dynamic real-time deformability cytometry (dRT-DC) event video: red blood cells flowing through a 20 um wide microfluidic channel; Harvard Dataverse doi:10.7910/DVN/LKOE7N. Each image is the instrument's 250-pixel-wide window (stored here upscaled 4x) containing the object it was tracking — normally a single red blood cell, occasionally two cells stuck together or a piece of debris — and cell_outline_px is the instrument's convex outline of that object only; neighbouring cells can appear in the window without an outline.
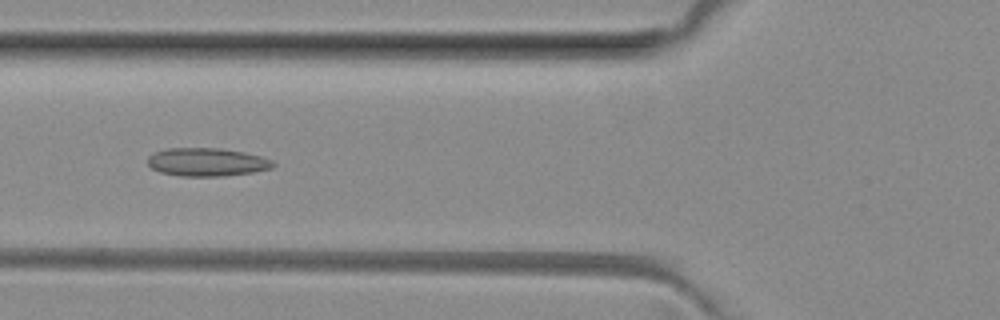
{"species": "common noctule bat (a hibernating species)", "species_latin": "Nyctalus noctula", "temperature_condition": "room temperature", "stored_images_in_passage": 42, "camera_frame_rate_fps": 3000, "um_per_image_px": 0.085, "animal": {"sex": "female", "body_mass_g": 29.2, "forearm_length_mm": 56.3}, "frame": {"image": 1, "passage_image": 9, "time_ms": 2.667, "image_size_px": [1000, 320], "cell_outline_px": [[276, 164], [272, 168], [252, 172], [224, 176], [180, 176], [160, 172], [152, 168], [148, 164], [148, 156], [152, 152], [168, 148], [220, 148], [244, 152], [260, 156], [272, 160]], "centroid_in_image_um": [17.57, 13.77], "position_along_channel_um": 108.2, "area_um2": 20.69}}
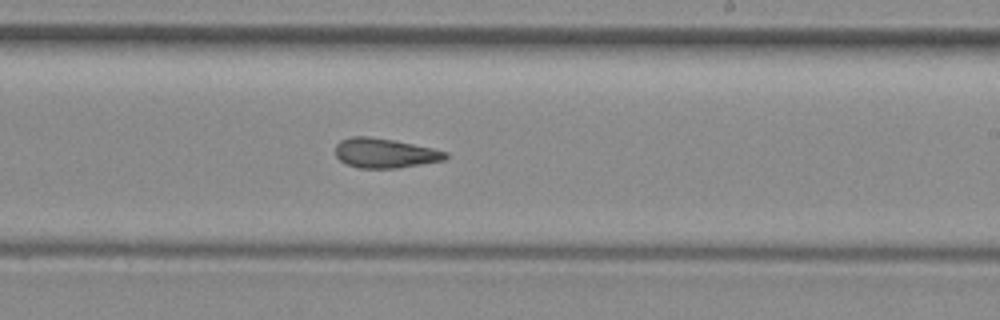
{"frame": {"image": 2, "passage_image": 20, "time_ms": 6.333, "image_size_px": [1000, 320], "cell_outline_px": [[448, 156], [444, 160], [396, 168], [360, 168], [348, 164], [340, 160], [336, 156], [336, 144], [340, 140], [352, 136], [368, 136], [392, 140], [432, 148], [448, 152]], "centroid_in_image_um": [32.7, 13.01], "position_along_channel_um": 256.3, "area_um2": 18.79}}
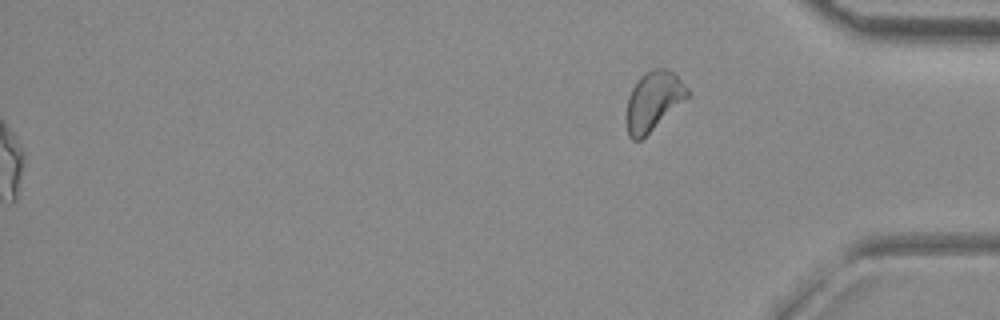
{"frame": {"image": 3, "passage_image": 42, "time_ms": 13.667, "image_size_px": [1000, 320], "cell_outline_px": [[688, 96], [640, 140], [632, 140], [628, 136], [624, 120], [624, 116], [628, 96], [632, 88], [640, 76], [652, 68], [668, 68], [676, 72], [688, 88]], "centroid_in_image_um": [55.49, 8.55], "position_along_channel_um": 379.7, "area_um2": 21.15}, "authors_computed_cell_mechanics": {"area_um2": 19.5942, "velocity_mm_per_s": 4.0318, "shape_relaxation_time_tau1_ms": null, "shape_relaxation_time_tau2_ms": 3.8938, "deformation_change_tau1": null, "deformation_change_tau2": 0.0953}}